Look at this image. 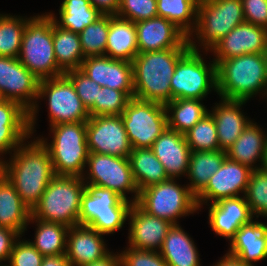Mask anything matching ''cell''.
<instances>
[{
    "instance_id": "cell-8",
    "label": "cell",
    "mask_w": 267,
    "mask_h": 266,
    "mask_svg": "<svg viewBox=\"0 0 267 266\" xmlns=\"http://www.w3.org/2000/svg\"><path fill=\"white\" fill-rule=\"evenodd\" d=\"M132 204L113 190L86 184L81 198L79 225L104 235L114 234L124 226Z\"/></svg>"
},
{
    "instance_id": "cell-21",
    "label": "cell",
    "mask_w": 267,
    "mask_h": 266,
    "mask_svg": "<svg viewBox=\"0 0 267 266\" xmlns=\"http://www.w3.org/2000/svg\"><path fill=\"white\" fill-rule=\"evenodd\" d=\"M206 205H210L208 208V223L210 227L215 234L229 241L242 225L250 223L254 218L243 195L221 199Z\"/></svg>"
},
{
    "instance_id": "cell-11",
    "label": "cell",
    "mask_w": 267,
    "mask_h": 266,
    "mask_svg": "<svg viewBox=\"0 0 267 266\" xmlns=\"http://www.w3.org/2000/svg\"><path fill=\"white\" fill-rule=\"evenodd\" d=\"M133 149L151 148L168 127L165 105L131 98L121 114Z\"/></svg>"
},
{
    "instance_id": "cell-5",
    "label": "cell",
    "mask_w": 267,
    "mask_h": 266,
    "mask_svg": "<svg viewBox=\"0 0 267 266\" xmlns=\"http://www.w3.org/2000/svg\"><path fill=\"white\" fill-rule=\"evenodd\" d=\"M53 21L46 12L31 17L22 37L18 60L40 80L64 74L54 55Z\"/></svg>"
},
{
    "instance_id": "cell-6",
    "label": "cell",
    "mask_w": 267,
    "mask_h": 266,
    "mask_svg": "<svg viewBox=\"0 0 267 266\" xmlns=\"http://www.w3.org/2000/svg\"><path fill=\"white\" fill-rule=\"evenodd\" d=\"M50 132L51 143L44 137L37 138L49 150L55 174L82 177L90 153L86 139V122L53 125Z\"/></svg>"
},
{
    "instance_id": "cell-19",
    "label": "cell",
    "mask_w": 267,
    "mask_h": 266,
    "mask_svg": "<svg viewBox=\"0 0 267 266\" xmlns=\"http://www.w3.org/2000/svg\"><path fill=\"white\" fill-rule=\"evenodd\" d=\"M129 233L127 246L141 250L160 251L173 224L152 216L133 203L128 215Z\"/></svg>"
},
{
    "instance_id": "cell-4",
    "label": "cell",
    "mask_w": 267,
    "mask_h": 266,
    "mask_svg": "<svg viewBox=\"0 0 267 266\" xmlns=\"http://www.w3.org/2000/svg\"><path fill=\"white\" fill-rule=\"evenodd\" d=\"M85 190L82 177L56 175L31 210V217L68 227L78 226L81 198Z\"/></svg>"
},
{
    "instance_id": "cell-46",
    "label": "cell",
    "mask_w": 267,
    "mask_h": 266,
    "mask_svg": "<svg viewBox=\"0 0 267 266\" xmlns=\"http://www.w3.org/2000/svg\"><path fill=\"white\" fill-rule=\"evenodd\" d=\"M121 266H167L159 251L127 247L119 252Z\"/></svg>"
},
{
    "instance_id": "cell-38",
    "label": "cell",
    "mask_w": 267,
    "mask_h": 266,
    "mask_svg": "<svg viewBox=\"0 0 267 266\" xmlns=\"http://www.w3.org/2000/svg\"><path fill=\"white\" fill-rule=\"evenodd\" d=\"M30 18L0 13V56L18 58L23 33Z\"/></svg>"
},
{
    "instance_id": "cell-2",
    "label": "cell",
    "mask_w": 267,
    "mask_h": 266,
    "mask_svg": "<svg viewBox=\"0 0 267 266\" xmlns=\"http://www.w3.org/2000/svg\"><path fill=\"white\" fill-rule=\"evenodd\" d=\"M190 47L138 53L132 61L134 98L166 105L171 101V77Z\"/></svg>"
},
{
    "instance_id": "cell-35",
    "label": "cell",
    "mask_w": 267,
    "mask_h": 266,
    "mask_svg": "<svg viewBox=\"0 0 267 266\" xmlns=\"http://www.w3.org/2000/svg\"><path fill=\"white\" fill-rule=\"evenodd\" d=\"M48 13L58 26L75 33H80L102 16L89 0H63L59 9V20L54 13Z\"/></svg>"
},
{
    "instance_id": "cell-39",
    "label": "cell",
    "mask_w": 267,
    "mask_h": 266,
    "mask_svg": "<svg viewBox=\"0 0 267 266\" xmlns=\"http://www.w3.org/2000/svg\"><path fill=\"white\" fill-rule=\"evenodd\" d=\"M184 136L191 151L220 150L216 124L210 113L200 119Z\"/></svg>"
},
{
    "instance_id": "cell-33",
    "label": "cell",
    "mask_w": 267,
    "mask_h": 266,
    "mask_svg": "<svg viewBox=\"0 0 267 266\" xmlns=\"http://www.w3.org/2000/svg\"><path fill=\"white\" fill-rule=\"evenodd\" d=\"M53 43L57 65L64 73L81 68L85 58L79 33L61 28L53 21Z\"/></svg>"
},
{
    "instance_id": "cell-17",
    "label": "cell",
    "mask_w": 267,
    "mask_h": 266,
    "mask_svg": "<svg viewBox=\"0 0 267 266\" xmlns=\"http://www.w3.org/2000/svg\"><path fill=\"white\" fill-rule=\"evenodd\" d=\"M80 69L101 87L124 91L134 98L132 62L112 59L107 55L93 56L85 58Z\"/></svg>"
},
{
    "instance_id": "cell-37",
    "label": "cell",
    "mask_w": 267,
    "mask_h": 266,
    "mask_svg": "<svg viewBox=\"0 0 267 266\" xmlns=\"http://www.w3.org/2000/svg\"><path fill=\"white\" fill-rule=\"evenodd\" d=\"M199 0H157V13L179 28L188 38L197 25Z\"/></svg>"
},
{
    "instance_id": "cell-9",
    "label": "cell",
    "mask_w": 267,
    "mask_h": 266,
    "mask_svg": "<svg viewBox=\"0 0 267 266\" xmlns=\"http://www.w3.org/2000/svg\"><path fill=\"white\" fill-rule=\"evenodd\" d=\"M136 204L146 213L174 224L180 217L198 212L196 196L186 185L169 178L139 192Z\"/></svg>"
},
{
    "instance_id": "cell-26",
    "label": "cell",
    "mask_w": 267,
    "mask_h": 266,
    "mask_svg": "<svg viewBox=\"0 0 267 266\" xmlns=\"http://www.w3.org/2000/svg\"><path fill=\"white\" fill-rule=\"evenodd\" d=\"M247 102L221 98L209 110L216 124L220 150L226 151L252 121L243 114L242 106Z\"/></svg>"
},
{
    "instance_id": "cell-54",
    "label": "cell",
    "mask_w": 267,
    "mask_h": 266,
    "mask_svg": "<svg viewBox=\"0 0 267 266\" xmlns=\"http://www.w3.org/2000/svg\"><path fill=\"white\" fill-rule=\"evenodd\" d=\"M5 99L3 98V96L0 94V104L4 101Z\"/></svg>"
},
{
    "instance_id": "cell-25",
    "label": "cell",
    "mask_w": 267,
    "mask_h": 266,
    "mask_svg": "<svg viewBox=\"0 0 267 266\" xmlns=\"http://www.w3.org/2000/svg\"><path fill=\"white\" fill-rule=\"evenodd\" d=\"M254 220L236 231L226 253L251 266L267 258V223Z\"/></svg>"
},
{
    "instance_id": "cell-3",
    "label": "cell",
    "mask_w": 267,
    "mask_h": 266,
    "mask_svg": "<svg viewBox=\"0 0 267 266\" xmlns=\"http://www.w3.org/2000/svg\"><path fill=\"white\" fill-rule=\"evenodd\" d=\"M216 76L220 98L249 101L260 93L267 99V53L221 60L216 64Z\"/></svg>"
},
{
    "instance_id": "cell-10",
    "label": "cell",
    "mask_w": 267,
    "mask_h": 266,
    "mask_svg": "<svg viewBox=\"0 0 267 266\" xmlns=\"http://www.w3.org/2000/svg\"><path fill=\"white\" fill-rule=\"evenodd\" d=\"M202 51L189 50L178 62L171 77V101L203 100L213 90L217 93L216 63L202 57ZM207 63V64H206Z\"/></svg>"
},
{
    "instance_id": "cell-23",
    "label": "cell",
    "mask_w": 267,
    "mask_h": 266,
    "mask_svg": "<svg viewBox=\"0 0 267 266\" xmlns=\"http://www.w3.org/2000/svg\"><path fill=\"white\" fill-rule=\"evenodd\" d=\"M29 138V111L16 101L4 100L0 104V164L4 154L11 155Z\"/></svg>"
},
{
    "instance_id": "cell-53",
    "label": "cell",
    "mask_w": 267,
    "mask_h": 266,
    "mask_svg": "<svg viewBox=\"0 0 267 266\" xmlns=\"http://www.w3.org/2000/svg\"><path fill=\"white\" fill-rule=\"evenodd\" d=\"M260 169L267 173V144H266V147H265L263 162H262V165H261Z\"/></svg>"
},
{
    "instance_id": "cell-43",
    "label": "cell",
    "mask_w": 267,
    "mask_h": 266,
    "mask_svg": "<svg viewBox=\"0 0 267 266\" xmlns=\"http://www.w3.org/2000/svg\"><path fill=\"white\" fill-rule=\"evenodd\" d=\"M64 74L70 79L81 102L89 111L98 100V91L102 87L92 81L81 69L70 70Z\"/></svg>"
},
{
    "instance_id": "cell-52",
    "label": "cell",
    "mask_w": 267,
    "mask_h": 266,
    "mask_svg": "<svg viewBox=\"0 0 267 266\" xmlns=\"http://www.w3.org/2000/svg\"><path fill=\"white\" fill-rule=\"evenodd\" d=\"M220 259L221 260H218V262H216L215 265L213 264L212 266H251V265H246L242 263L237 258L232 257L228 254H225Z\"/></svg>"
},
{
    "instance_id": "cell-32",
    "label": "cell",
    "mask_w": 267,
    "mask_h": 266,
    "mask_svg": "<svg viewBox=\"0 0 267 266\" xmlns=\"http://www.w3.org/2000/svg\"><path fill=\"white\" fill-rule=\"evenodd\" d=\"M129 161L139 191L169 179L164 166L150 148L132 149Z\"/></svg>"
},
{
    "instance_id": "cell-16",
    "label": "cell",
    "mask_w": 267,
    "mask_h": 266,
    "mask_svg": "<svg viewBox=\"0 0 267 266\" xmlns=\"http://www.w3.org/2000/svg\"><path fill=\"white\" fill-rule=\"evenodd\" d=\"M252 169L226 158L219 170L210 177L206 187L196 196L198 209L208 202L215 203L221 199L243 196L246 193L247 185Z\"/></svg>"
},
{
    "instance_id": "cell-20",
    "label": "cell",
    "mask_w": 267,
    "mask_h": 266,
    "mask_svg": "<svg viewBox=\"0 0 267 266\" xmlns=\"http://www.w3.org/2000/svg\"><path fill=\"white\" fill-rule=\"evenodd\" d=\"M135 26L139 53L190 47L188 37L163 17L141 20Z\"/></svg>"
},
{
    "instance_id": "cell-13",
    "label": "cell",
    "mask_w": 267,
    "mask_h": 266,
    "mask_svg": "<svg viewBox=\"0 0 267 266\" xmlns=\"http://www.w3.org/2000/svg\"><path fill=\"white\" fill-rule=\"evenodd\" d=\"M38 79L18 58L0 56V94L5 100L16 101L29 111L30 134L36 131L35 124L39 112L37 96Z\"/></svg>"
},
{
    "instance_id": "cell-45",
    "label": "cell",
    "mask_w": 267,
    "mask_h": 266,
    "mask_svg": "<svg viewBox=\"0 0 267 266\" xmlns=\"http://www.w3.org/2000/svg\"><path fill=\"white\" fill-rule=\"evenodd\" d=\"M21 236L15 241L9 265L4 266H41L43 255L29 242L21 240Z\"/></svg>"
},
{
    "instance_id": "cell-31",
    "label": "cell",
    "mask_w": 267,
    "mask_h": 266,
    "mask_svg": "<svg viewBox=\"0 0 267 266\" xmlns=\"http://www.w3.org/2000/svg\"><path fill=\"white\" fill-rule=\"evenodd\" d=\"M227 158L226 151H191L189 170L186 184L190 191L197 196L208 184L210 177L215 174Z\"/></svg>"
},
{
    "instance_id": "cell-48",
    "label": "cell",
    "mask_w": 267,
    "mask_h": 266,
    "mask_svg": "<svg viewBox=\"0 0 267 266\" xmlns=\"http://www.w3.org/2000/svg\"><path fill=\"white\" fill-rule=\"evenodd\" d=\"M19 237L20 235L16 231L0 227V266H4L1 265L2 261L9 262L13 245Z\"/></svg>"
},
{
    "instance_id": "cell-42",
    "label": "cell",
    "mask_w": 267,
    "mask_h": 266,
    "mask_svg": "<svg viewBox=\"0 0 267 266\" xmlns=\"http://www.w3.org/2000/svg\"><path fill=\"white\" fill-rule=\"evenodd\" d=\"M131 98L124 92L108 87L98 91V100L89 110L91 116H120Z\"/></svg>"
},
{
    "instance_id": "cell-15",
    "label": "cell",
    "mask_w": 267,
    "mask_h": 266,
    "mask_svg": "<svg viewBox=\"0 0 267 266\" xmlns=\"http://www.w3.org/2000/svg\"><path fill=\"white\" fill-rule=\"evenodd\" d=\"M89 152L129 158L133 149L120 116H91L86 121Z\"/></svg>"
},
{
    "instance_id": "cell-49",
    "label": "cell",
    "mask_w": 267,
    "mask_h": 266,
    "mask_svg": "<svg viewBox=\"0 0 267 266\" xmlns=\"http://www.w3.org/2000/svg\"><path fill=\"white\" fill-rule=\"evenodd\" d=\"M102 15L117 16L120 0H89Z\"/></svg>"
},
{
    "instance_id": "cell-1",
    "label": "cell",
    "mask_w": 267,
    "mask_h": 266,
    "mask_svg": "<svg viewBox=\"0 0 267 266\" xmlns=\"http://www.w3.org/2000/svg\"><path fill=\"white\" fill-rule=\"evenodd\" d=\"M25 140L3 160L0 171L12 183L22 201L32 210L39 202L50 181L56 176L49 150L36 137Z\"/></svg>"
},
{
    "instance_id": "cell-22",
    "label": "cell",
    "mask_w": 267,
    "mask_h": 266,
    "mask_svg": "<svg viewBox=\"0 0 267 266\" xmlns=\"http://www.w3.org/2000/svg\"><path fill=\"white\" fill-rule=\"evenodd\" d=\"M150 149L164 166L168 178L187 176L191 149L184 134L167 127Z\"/></svg>"
},
{
    "instance_id": "cell-40",
    "label": "cell",
    "mask_w": 267,
    "mask_h": 266,
    "mask_svg": "<svg viewBox=\"0 0 267 266\" xmlns=\"http://www.w3.org/2000/svg\"><path fill=\"white\" fill-rule=\"evenodd\" d=\"M110 16L102 15L79 33L84 58L105 55Z\"/></svg>"
},
{
    "instance_id": "cell-50",
    "label": "cell",
    "mask_w": 267,
    "mask_h": 266,
    "mask_svg": "<svg viewBox=\"0 0 267 266\" xmlns=\"http://www.w3.org/2000/svg\"><path fill=\"white\" fill-rule=\"evenodd\" d=\"M41 266H71L65 254L44 256Z\"/></svg>"
},
{
    "instance_id": "cell-41",
    "label": "cell",
    "mask_w": 267,
    "mask_h": 266,
    "mask_svg": "<svg viewBox=\"0 0 267 266\" xmlns=\"http://www.w3.org/2000/svg\"><path fill=\"white\" fill-rule=\"evenodd\" d=\"M244 196L254 217L267 218V173L265 171L252 170Z\"/></svg>"
},
{
    "instance_id": "cell-30",
    "label": "cell",
    "mask_w": 267,
    "mask_h": 266,
    "mask_svg": "<svg viewBox=\"0 0 267 266\" xmlns=\"http://www.w3.org/2000/svg\"><path fill=\"white\" fill-rule=\"evenodd\" d=\"M194 243V240L179 224H174L164 238L159 252L167 266H201L200 254Z\"/></svg>"
},
{
    "instance_id": "cell-18",
    "label": "cell",
    "mask_w": 267,
    "mask_h": 266,
    "mask_svg": "<svg viewBox=\"0 0 267 266\" xmlns=\"http://www.w3.org/2000/svg\"><path fill=\"white\" fill-rule=\"evenodd\" d=\"M217 64L221 60L245 54L267 53V29L243 22L236 26L210 50Z\"/></svg>"
},
{
    "instance_id": "cell-34",
    "label": "cell",
    "mask_w": 267,
    "mask_h": 266,
    "mask_svg": "<svg viewBox=\"0 0 267 266\" xmlns=\"http://www.w3.org/2000/svg\"><path fill=\"white\" fill-rule=\"evenodd\" d=\"M200 99H174L165 105L168 128L185 134L200 119L209 113V110Z\"/></svg>"
},
{
    "instance_id": "cell-12",
    "label": "cell",
    "mask_w": 267,
    "mask_h": 266,
    "mask_svg": "<svg viewBox=\"0 0 267 266\" xmlns=\"http://www.w3.org/2000/svg\"><path fill=\"white\" fill-rule=\"evenodd\" d=\"M86 167L89 172L86 169L82 176L85 184L113 190L123 199L137 202L140 191L134 180L129 158L90 152ZM126 193H133V197L129 199Z\"/></svg>"
},
{
    "instance_id": "cell-7",
    "label": "cell",
    "mask_w": 267,
    "mask_h": 266,
    "mask_svg": "<svg viewBox=\"0 0 267 266\" xmlns=\"http://www.w3.org/2000/svg\"><path fill=\"white\" fill-rule=\"evenodd\" d=\"M243 22L241 0H199L197 25L188 38L190 49L199 51L203 46L207 55L218 41Z\"/></svg>"
},
{
    "instance_id": "cell-24",
    "label": "cell",
    "mask_w": 267,
    "mask_h": 266,
    "mask_svg": "<svg viewBox=\"0 0 267 266\" xmlns=\"http://www.w3.org/2000/svg\"><path fill=\"white\" fill-rule=\"evenodd\" d=\"M103 236L88 226L69 227L65 255L71 266H83L107 256L110 251Z\"/></svg>"
},
{
    "instance_id": "cell-36",
    "label": "cell",
    "mask_w": 267,
    "mask_h": 266,
    "mask_svg": "<svg viewBox=\"0 0 267 266\" xmlns=\"http://www.w3.org/2000/svg\"><path fill=\"white\" fill-rule=\"evenodd\" d=\"M36 223L35 240L29 241L43 256L66 254L69 227L30 217L29 223Z\"/></svg>"
},
{
    "instance_id": "cell-51",
    "label": "cell",
    "mask_w": 267,
    "mask_h": 266,
    "mask_svg": "<svg viewBox=\"0 0 267 266\" xmlns=\"http://www.w3.org/2000/svg\"><path fill=\"white\" fill-rule=\"evenodd\" d=\"M83 266H121V261H120V256L118 252L117 254L110 252L103 259L97 260L90 264H85Z\"/></svg>"
},
{
    "instance_id": "cell-14",
    "label": "cell",
    "mask_w": 267,
    "mask_h": 266,
    "mask_svg": "<svg viewBox=\"0 0 267 266\" xmlns=\"http://www.w3.org/2000/svg\"><path fill=\"white\" fill-rule=\"evenodd\" d=\"M42 98L48 101L50 127L62 123L86 122L90 118L89 111L65 74L40 80L37 102Z\"/></svg>"
},
{
    "instance_id": "cell-47",
    "label": "cell",
    "mask_w": 267,
    "mask_h": 266,
    "mask_svg": "<svg viewBox=\"0 0 267 266\" xmlns=\"http://www.w3.org/2000/svg\"><path fill=\"white\" fill-rule=\"evenodd\" d=\"M244 20L267 29V0H241Z\"/></svg>"
},
{
    "instance_id": "cell-28",
    "label": "cell",
    "mask_w": 267,
    "mask_h": 266,
    "mask_svg": "<svg viewBox=\"0 0 267 266\" xmlns=\"http://www.w3.org/2000/svg\"><path fill=\"white\" fill-rule=\"evenodd\" d=\"M30 217L31 209L0 171V227L10 228L22 237L27 230Z\"/></svg>"
},
{
    "instance_id": "cell-27",
    "label": "cell",
    "mask_w": 267,
    "mask_h": 266,
    "mask_svg": "<svg viewBox=\"0 0 267 266\" xmlns=\"http://www.w3.org/2000/svg\"><path fill=\"white\" fill-rule=\"evenodd\" d=\"M266 144L267 131L265 133L256 122L251 121L236 141L226 150V156L252 170H259L263 162ZM257 161L261 165L255 164Z\"/></svg>"
},
{
    "instance_id": "cell-44",
    "label": "cell",
    "mask_w": 267,
    "mask_h": 266,
    "mask_svg": "<svg viewBox=\"0 0 267 266\" xmlns=\"http://www.w3.org/2000/svg\"><path fill=\"white\" fill-rule=\"evenodd\" d=\"M118 17L136 23L158 16L157 0H120Z\"/></svg>"
},
{
    "instance_id": "cell-29",
    "label": "cell",
    "mask_w": 267,
    "mask_h": 266,
    "mask_svg": "<svg viewBox=\"0 0 267 266\" xmlns=\"http://www.w3.org/2000/svg\"><path fill=\"white\" fill-rule=\"evenodd\" d=\"M138 53L135 23L118 16H110L105 55L132 62Z\"/></svg>"
}]
</instances>
